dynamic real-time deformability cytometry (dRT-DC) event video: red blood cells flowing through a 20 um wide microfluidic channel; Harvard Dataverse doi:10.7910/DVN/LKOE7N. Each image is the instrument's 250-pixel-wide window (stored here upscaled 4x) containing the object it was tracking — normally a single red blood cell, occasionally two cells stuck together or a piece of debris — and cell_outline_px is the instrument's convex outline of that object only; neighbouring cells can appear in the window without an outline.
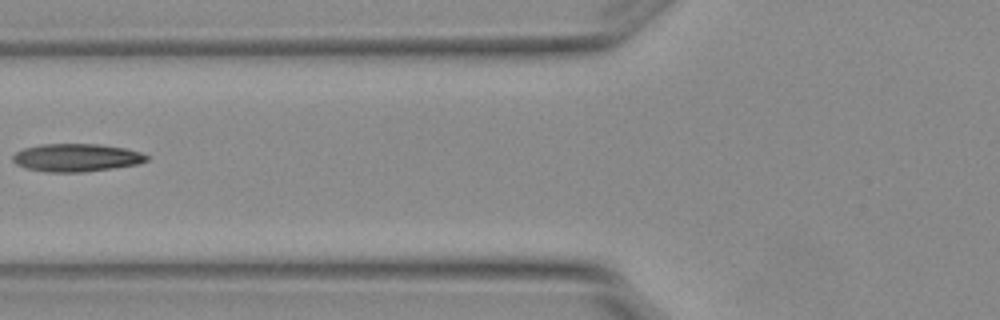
{"species": "Egyptian fruit bat (a non-hibernating species)", "species_latin": "Rousettus aegyptiacus", "temperature_condition": "warm", "stored_images_in_passage": 7, "camera_frame_rate_fps": 3000, "um_per_image_px": 0.085, "animal": {"sex": "female"}, "frame": {"image": 1, "passage_image": 6, "time_ms": 1.667, "image_size_px": [1000, 320], "cell_outline_px": [[148, 160], [136, 164], [112, 168], [84, 172], [44, 172], [24, 168], [16, 164], [12, 160], [12, 156], [16, 152], [24, 148], [40, 144], [100, 144], [124, 148], [140, 152], [148, 156]], "centroid_in_image_um": [6.45, 13.4], "position_along_channel_um": 119.4, "area_um2": 21.79}}
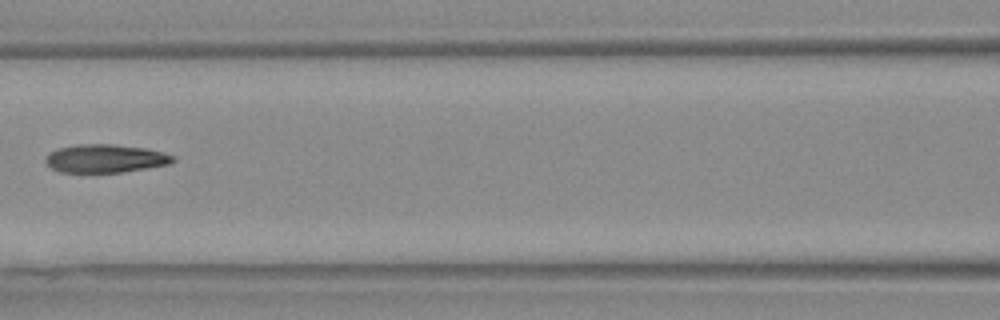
{"frame": {"image": 2, "passage_image": 7, "time_ms": 2.0, "image_size_px": [1000, 320], "cell_outline_px": [[176, 160], [168, 164], [120, 172], [60, 172], [52, 168], [44, 160], [56, 148], [76, 144], [112, 144], [148, 148], [172, 156]], "centroid_in_image_um": [8.92, 13.46], "position_along_channel_um": 157.7, "area_um2": 20.69}}